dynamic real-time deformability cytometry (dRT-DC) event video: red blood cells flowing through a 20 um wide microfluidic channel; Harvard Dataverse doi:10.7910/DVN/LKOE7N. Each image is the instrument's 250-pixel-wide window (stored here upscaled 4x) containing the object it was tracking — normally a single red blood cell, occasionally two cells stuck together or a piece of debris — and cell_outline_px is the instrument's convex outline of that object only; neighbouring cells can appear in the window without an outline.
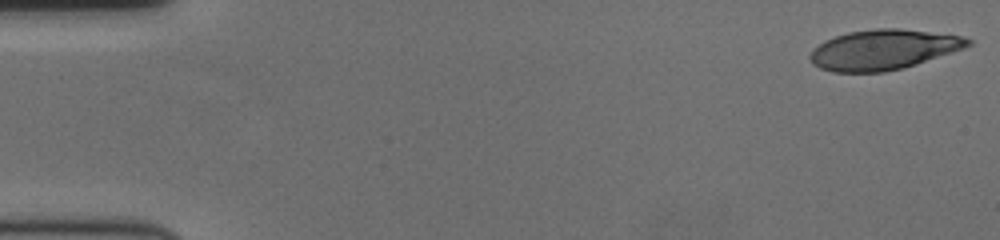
{"species": "human", "species_latin": "Homo sapiens", "temperature_condition": "cold", "stored_images_in_passage": 58, "camera_frame_rate_fps": 3000, "um_per_image_px": 0.085, "donor": {"sex": "female"}, "frame": {"image": 1, "passage_image": 1, "time_ms": 0.0, "image_size_px": [1000, 240], "cell_outline_px": [[972, 44], [916, 64], [884, 72], [832, 72], [820, 68], [812, 64], [808, 56], [824, 40], [848, 32], [876, 28], [900, 28], [960, 36], [972, 40]], "centroid_in_image_um": [75.02, 4.22], "position_along_channel_um": 10.0, "area_um2": 36.36}}
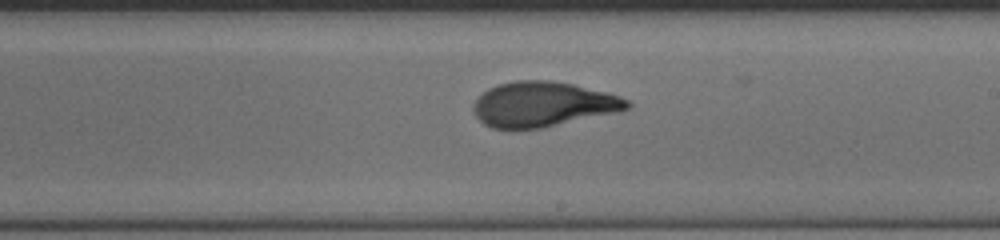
{"frame": {"image": 2, "passage_image": 34, "time_ms": 11.0, "image_size_px": [1000, 240], "cell_outline_px": [[632, 108], [620, 112], [544, 128], [492, 128], [484, 124], [476, 116], [472, 108], [472, 104], [488, 88], [496, 84], [516, 80], [552, 80], [572, 84], [608, 92], [620, 96], [628, 100], [632, 104]], "centroid_in_image_um": [46.2, 8.86], "position_along_channel_um": 242.8, "area_um2": 40.75}}
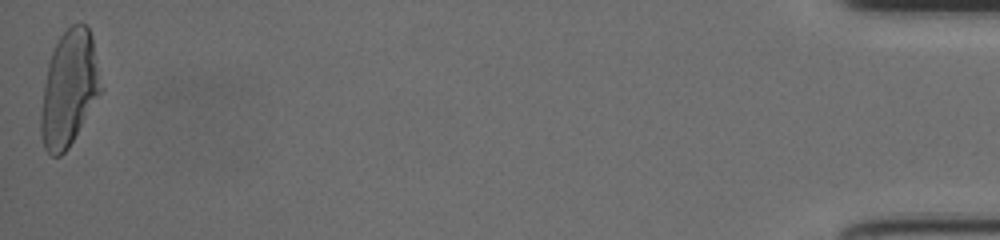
{"frame": {"image": 3, "passage_image": 58, "time_ms": 19.0, "image_size_px": [1000, 240], "cell_outline_px": [[104, 88], [68, 148], [60, 156], [52, 156], [44, 148], [40, 136], [40, 116], [44, 84], [48, 64], [52, 52], [60, 36], [72, 24], [80, 20], [88, 28], [92, 36]], "centroid_in_image_um": [5.89, 7.52], "position_along_channel_um": 429.3, "area_um2": 40.58}, "authors_computed_cell_mechanics": {"area_um2": 39.4774, "velocity_mm_per_s": 3.5479, "shape_relaxation_time_tau1_ms": 5.5893, "shape_relaxation_time_tau2_ms": 1.1501, "deformation_change_tau1": 0.264, "deformation_change_tau2": 0.0862}}